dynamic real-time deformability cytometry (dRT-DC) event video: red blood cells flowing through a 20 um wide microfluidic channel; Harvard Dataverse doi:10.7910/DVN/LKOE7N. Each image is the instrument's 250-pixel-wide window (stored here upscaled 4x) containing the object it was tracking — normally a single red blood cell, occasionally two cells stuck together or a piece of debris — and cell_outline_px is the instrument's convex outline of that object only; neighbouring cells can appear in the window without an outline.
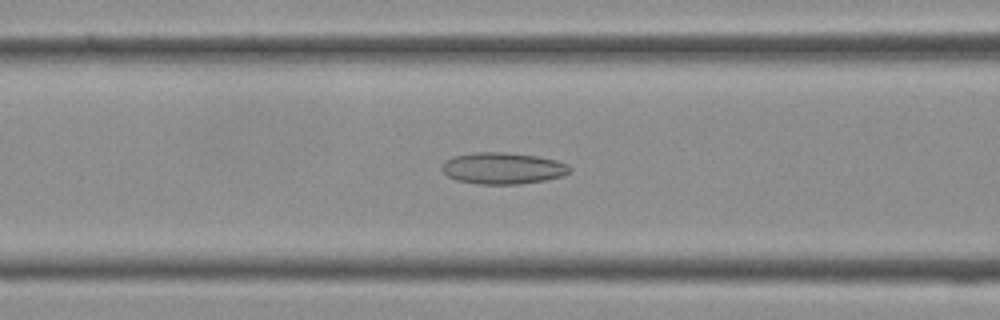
{"species": "Egyptian fruit bat (a non-hibernating species)", "species_latin": "Rousettus aegyptiacus", "temperature_condition": "cold", "stored_images_in_passage": 36, "camera_frame_rate_fps": 3000, "um_per_image_px": 0.085, "frame": {"image": 1, "passage_image": 13, "time_ms": 4.0, "image_size_px": [1000, 320], "cell_outline_px": [[572, 168], [564, 176], [544, 180], [520, 184], [476, 184], [456, 180], [448, 176], [440, 168], [444, 160], [452, 156], [472, 152], [504, 152], [536, 156], [556, 160], [568, 164]], "centroid_in_image_um": [42.71, 14.3], "position_along_channel_um": 123.9, "area_um2": 23.7}}
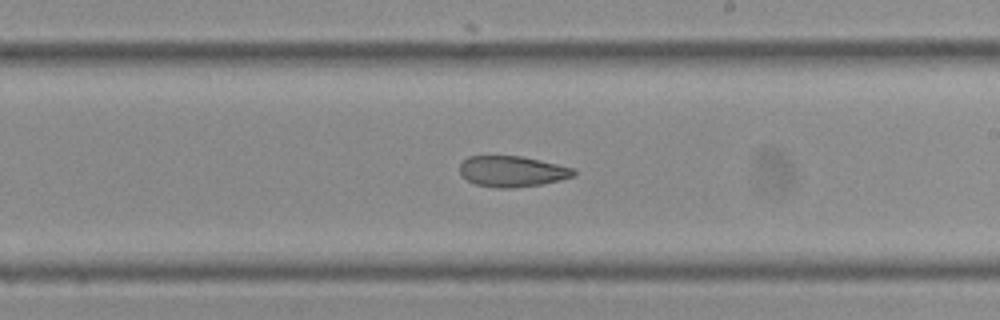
{"frame": {"image": 2, "passage_image": 20, "time_ms": 6.333, "image_size_px": [1000, 320], "cell_outline_px": [[576, 172], [572, 176], [560, 180], [540, 184], [516, 188], [496, 188], [476, 184], [460, 176], [460, 164], [468, 156], [520, 156], [540, 160], [576, 168]], "centroid_in_image_um": [43.53, 14.57], "position_along_channel_um": 245.5, "area_um2": 20.52}}
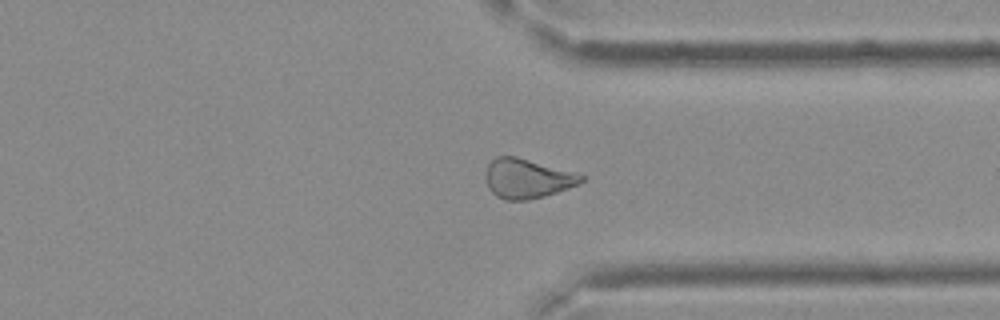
{"frame": {"image": 3, "passage_image": 27, "time_ms": 8.667, "image_size_px": [1000, 320], "cell_outline_px": [[584, 180], [580, 184], [544, 196], [528, 200], [504, 200], [496, 196], [488, 188], [484, 176], [484, 172], [488, 164], [496, 156], [516, 156], [576, 172], [584, 176]], "centroid_in_image_um": [44.79, 15.17], "position_along_channel_um": 366.6, "area_um2": 22.25}}